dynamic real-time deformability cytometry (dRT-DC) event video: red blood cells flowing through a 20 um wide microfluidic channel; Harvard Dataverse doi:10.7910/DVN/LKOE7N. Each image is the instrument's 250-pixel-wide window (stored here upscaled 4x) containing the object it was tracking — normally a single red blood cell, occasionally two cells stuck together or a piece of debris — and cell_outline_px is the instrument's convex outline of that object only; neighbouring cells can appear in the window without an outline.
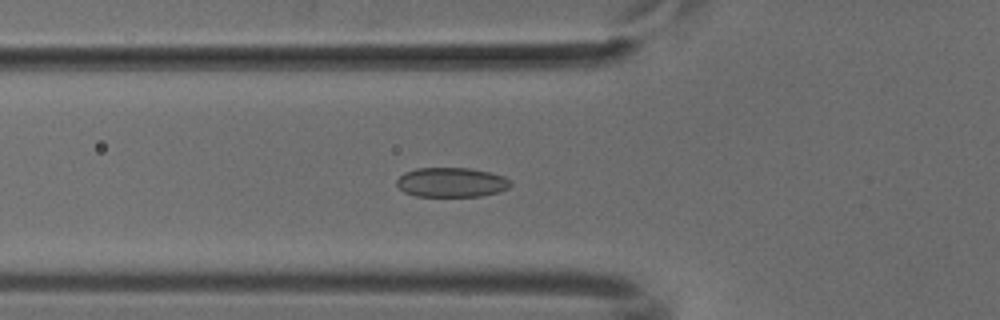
{"species": "common noctule bat (a hibernating species)", "species_latin": "Nyctalus noctula", "temperature_condition": "cold", "stored_images_in_passage": 39, "camera_frame_rate_fps": 3000, "um_per_image_px": 0.085, "animal": {"sex": "male", "body_mass_g": 18.8}, "frame": {"image": 1, "passage_image": 10, "time_ms": 3.0, "image_size_px": [1000, 320], "cell_outline_px": [[512, 184], [508, 188], [500, 192], [480, 196], [416, 196], [404, 192], [396, 184], [396, 180], [404, 172], [416, 168], [468, 168], [492, 172], [504, 176]], "centroid_in_image_um": [38.37, 15.49], "position_along_channel_um": 87.4, "area_um2": 19.71}}
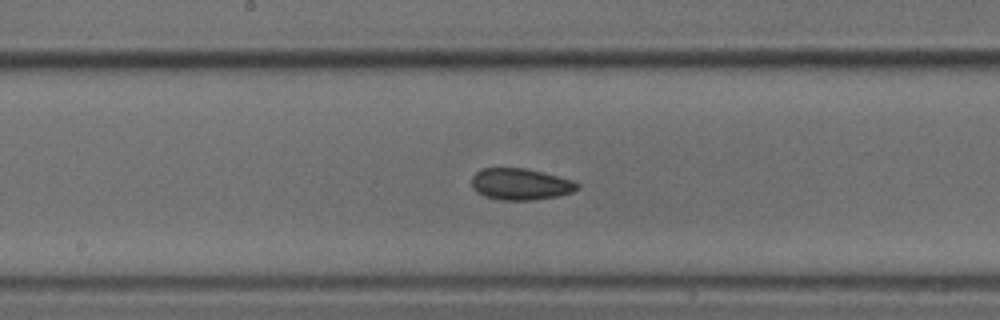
{"frame": {"image": 2, "passage_image": 19, "time_ms": 6.0, "image_size_px": [1000, 320], "cell_outline_px": [[580, 188], [572, 192], [556, 196], [536, 200], [500, 200], [484, 196], [476, 192], [472, 188], [472, 176], [480, 168], [524, 168], [544, 172], [572, 180], [580, 184]], "centroid_in_image_um": [44.23, 15.65], "position_along_channel_um": 204.0, "area_um2": 19.59}}
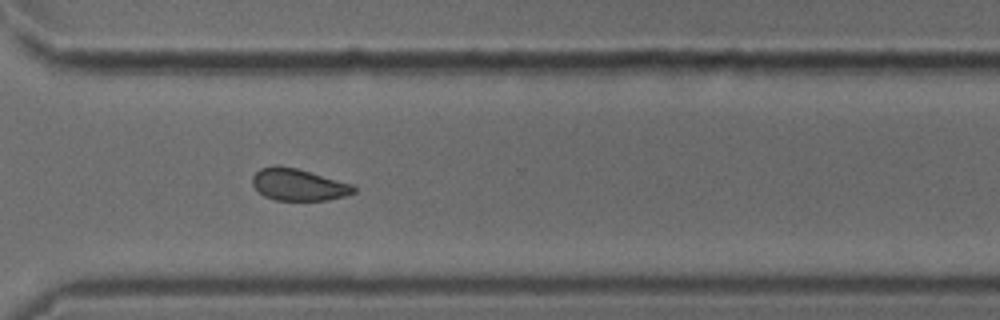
{"frame": {"image": 3, "passage_image": 30, "time_ms": 9.667, "image_size_px": [1000, 320], "cell_outline_px": [[356, 192], [344, 196], [328, 200], [276, 200], [264, 196], [252, 184], [252, 176], [260, 168], [276, 164], [280, 164], [296, 168], [352, 184], [356, 188]], "centroid_in_image_um": [25.34, 15.68], "position_along_channel_um": 345.3, "area_um2": 18.84}}